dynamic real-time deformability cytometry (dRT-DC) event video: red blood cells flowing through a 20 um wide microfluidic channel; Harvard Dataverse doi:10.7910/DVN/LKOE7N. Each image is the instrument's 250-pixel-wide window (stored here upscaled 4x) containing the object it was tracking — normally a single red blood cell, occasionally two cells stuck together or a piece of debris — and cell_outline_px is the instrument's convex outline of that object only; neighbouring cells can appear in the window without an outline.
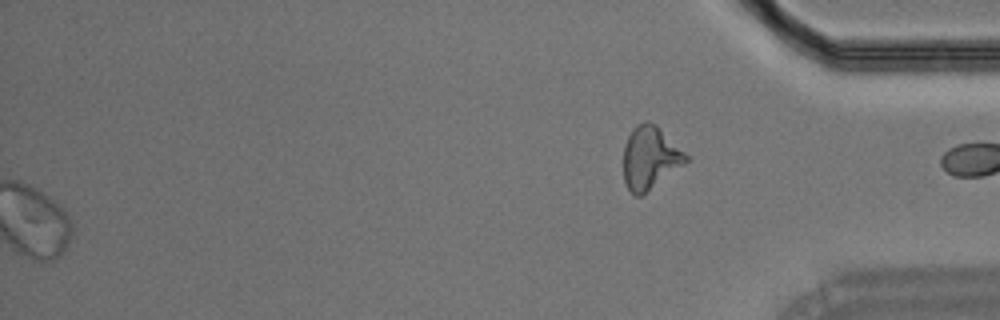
{"species": "Egyptian fruit bat (a non-hibernating species)", "species_latin": "Rousettus aegyptiacus", "temperature_condition": "room temperature", "stored_images_in_passage": 43, "segment_of_instrument_passage": [2, 2], "camera_frame_rate_fps": 3000, "um_per_image_px": 0.085, "animal": {"sex": "male"}, "frame": {"image": 1, "passage_image": 43, "time_ms": 14.0, "image_size_px": [1000, 320], "cell_outline_px": [[688, 160], [684, 164], [640, 196], [636, 196], [628, 188], [624, 180], [624, 144], [632, 128], [644, 120], [648, 120], [656, 124], [688, 156]], "centroid_in_image_um": [55.23, 13.37], "position_along_channel_um": 380.0, "area_um2": 22.48}}